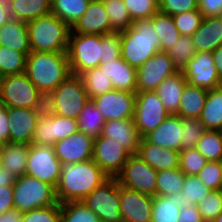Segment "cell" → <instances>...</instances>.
Wrapping results in <instances>:
<instances>
[{"label": "cell", "mask_w": 222, "mask_h": 222, "mask_svg": "<svg viewBox=\"0 0 222 222\" xmlns=\"http://www.w3.org/2000/svg\"><path fill=\"white\" fill-rule=\"evenodd\" d=\"M131 19H149L159 11V0H123Z\"/></svg>", "instance_id": "c3c4849f"}, {"label": "cell", "mask_w": 222, "mask_h": 222, "mask_svg": "<svg viewBox=\"0 0 222 222\" xmlns=\"http://www.w3.org/2000/svg\"><path fill=\"white\" fill-rule=\"evenodd\" d=\"M101 136L118 142L131 155L137 154L141 141L133 118L106 121Z\"/></svg>", "instance_id": "44dd1931"}, {"label": "cell", "mask_w": 222, "mask_h": 222, "mask_svg": "<svg viewBox=\"0 0 222 222\" xmlns=\"http://www.w3.org/2000/svg\"><path fill=\"white\" fill-rule=\"evenodd\" d=\"M212 222H222V212Z\"/></svg>", "instance_id": "a7ac6f4b"}, {"label": "cell", "mask_w": 222, "mask_h": 222, "mask_svg": "<svg viewBox=\"0 0 222 222\" xmlns=\"http://www.w3.org/2000/svg\"><path fill=\"white\" fill-rule=\"evenodd\" d=\"M200 122L206 130L222 129V88L210 89L207 92Z\"/></svg>", "instance_id": "4dcf8cb0"}, {"label": "cell", "mask_w": 222, "mask_h": 222, "mask_svg": "<svg viewBox=\"0 0 222 222\" xmlns=\"http://www.w3.org/2000/svg\"><path fill=\"white\" fill-rule=\"evenodd\" d=\"M119 198L124 222H152V196L119 185Z\"/></svg>", "instance_id": "ac0fdd59"}, {"label": "cell", "mask_w": 222, "mask_h": 222, "mask_svg": "<svg viewBox=\"0 0 222 222\" xmlns=\"http://www.w3.org/2000/svg\"><path fill=\"white\" fill-rule=\"evenodd\" d=\"M110 19L111 33L127 30L133 20L123 0H101Z\"/></svg>", "instance_id": "8d00e7d4"}, {"label": "cell", "mask_w": 222, "mask_h": 222, "mask_svg": "<svg viewBox=\"0 0 222 222\" xmlns=\"http://www.w3.org/2000/svg\"><path fill=\"white\" fill-rule=\"evenodd\" d=\"M14 208L13 186L0 187V214Z\"/></svg>", "instance_id": "6f0895ef"}, {"label": "cell", "mask_w": 222, "mask_h": 222, "mask_svg": "<svg viewBox=\"0 0 222 222\" xmlns=\"http://www.w3.org/2000/svg\"><path fill=\"white\" fill-rule=\"evenodd\" d=\"M119 33L121 57L136 69L161 51V42L151 18L134 20L127 30Z\"/></svg>", "instance_id": "3957f363"}, {"label": "cell", "mask_w": 222, "mask_h": 222, "mask_svg": "<svg viewBox=\"0 0 222 222\" xmlns=\"http://www.w3.org/2000/svg\"><path fill=\"white\" fill-rule=\"evenodd\" d=\"M182 134V117L169 115L156 129L148 133L144 138L154 145L180 151Z\"/></svg>", "instance_id": "7402d4cb"}, {"label": "cell", "mask_w": 222, "mask_h": 222, "mask_svg": "<svg viewBox=\"0 0 222 222\" xmlns=\"http://www.w3.org/2000/svg\"><path fill=\"white\" fill-rule=\"evenodd\" d=\"M0 46L30 52L27 22L11 18L0 27Z\"/></svg>", "instance_id": "83f0119b"}, {"label": "cell", "mask_w": 222, "mask_h": 222, "mask_svg": "<svg viewBox=\"0 0 222 222\" xmlns=\"http://www.w3.org/2000/svg\"><path fill=\"white\" fill-rule=\"evenodd\" d=\"M212 58L216 67L217 74L222 79V44L212 52Z\"/></svg>", "instance_id": "be15d7a7"}, {"label": "cell", "mask_w": 222, "mask_h": 222, "mask_svg": "<svg viewBox=\"0 0 222 222\" xmlns=\"http://www.w3.org/2000/svg\"><path fill=\"white\" fill-rule=\"evenodd\" d=\"M208 161L222 158V134L220 130H206L195 147Z\"/></svg>", "instance_id": "60d3db41"}, {"label": "cell", "mask_w": 222, "mask_h": 222, "mask_svg": "<svg viewBox=\"0 0 222 222\" xmlns=\"http://www.w3.org/2000/svg\"><path fill=\"white\" fill-rule=\"evenodd\" d=\"M196 52H213L222 44V16L203 17L191 36Z\"/></svg>", "instance_id": "d4e9b609"}, {"label": "cell", "mask_w": 222, "mask_h": 222, "mask_svg": "<svg viewBox=\"0 0 222 222\" xmlns=\"http://www.w3.org/2000/svg\"><path fill=\"white\" fill-rule=\"evenodd\" d=\"M102 52V35L70 32L67 50L70 70L73 75L98 67Z\"/></svg>", "instance_id": "ba28073f"}, {"label": "cell", "mask_w": 222, "mask_h": 222, "mask_svg": "<svg viewBox=\"0 0 222 222\" xmlns=\"http://www.w3.org/2000/svg\"><path fill=\"white\" fill-rule=\"evenodd\" d=\"M89 97L79 75L71 74L45 99V109L62 117L78 119Z\"/></svg>", "instance_id": "5b68a950"}, {"label": "cell", "mask_w": 222, "mask_h": 222, "mask_svg": "<svg viewBox=\"0 0 222 222\" xmlns=\"http://www.w3.org/2000/svg\"><path fill=\"white\" fill-rule=\"evenodd\" d=\"M53 130L57 141L69 138L79 131L76 119L62 117L53 113Z\"/></svg>", "instance_id": "db71d44e"}, {"label": "cell", "mask_w": 222, "mask_h": 222, "mask_svg": "<svg viewBox=\"0 0 222 222\" xmlns=\"http://www.w3.org/2000/svg\"><path fill=\"white\" fill-rule=\"evenodd\" d=\"M206 131L200 119L182 118V140L181 150L187 148H195L197 142Z\"/></svg>", "instance_id": "bcb514c9"}, {"label": "cell", "mask_w": 222, "mask_h": 222, "mask_svg": "<svg viewBox=\"0 0 222 222\" xmlns=\"http://www.w3.org/2000/svg\"><path fill=\"white\" fill-rule=\"evenodd\" d=\"M16 176L11 171L5 169L0 165V187L2 186H13L16 181Z\"/></svg>", "instance_id": "6125c7cd"}, {"label": "cell", "mask_w": 222, "mask_h": 222, "mask_svg": "<svg viewBox=\"0 0 222 222\" xmlns=\"http://www.w3.org/2000/svg\"><path fill=\"white\" fill-rule=\"evenodd\" d=\"M109 178L92 159L62 166L59 182L55 188L57 201L60 204L82 201Z\"/></svg>", "instance_id": "6da1fadb"}, {"label": "cell", "mask_w": 222, "mask_h": 222, "mask_svg": "<svg viewBox=\"0 0 222 222\" xmlns=\"http://www.w3.org/2000/svg\"><path fill=\"white\" fill-rule=\"evenodd\" d=\"M56 142L53 130V113L45 109L38 118L31 145L53 146Z\"/></svg>", "instance_id": "7bdbcfd3"}, {"label": "cell", "mask_w": 222, "mask_h": 222, "mask_svg": "<svg viewBox=\"0 0 222 222\" xmlns=\"http://www.w3.org/2000/svg\"><path fill=\"white\" fill-rule=\"evenodd\" d=\"M94 139L78 131L69 138L57 141L54 145L56 157L62 165L82 163L92 159Z\"/></svg>", "instance_id": "e0dca14e"}, {"label": "cell", "mask_w": 222, "mask_h": 222, "mask_svg": "<svg viewBox=\"0 0 222 222\" xmlns=\"http://www.w3.org/2000/svg\"><path fill=\"white\" fill-rule=\"evenodd\" d=\"M3 148H4V143L0 142V165L2 163Z\"/></svg>", "instance_id": "03108f58"}, {"label": "cell", "mask_w": 222, "mask_h": 222, "mask_svg": "<svg viewBox=\"0 0 222 222\" xmlns=\"http://www.w3.org/2000/svg\"><path fill=\"white\" fill-rule=\"evenodd\" d=\"M136 92L112 90L91 98L105 121L130 119L134 116Z\"/></svg>", "instance_id": "2e32d148"}, {"label": "cell", "mask_w": 222, "mask_h": 222, "mask_svg": "<svg viewBox=\"0 0 222 222\" xmlns=\"http://www.w3.org/2000/svg\"><path fill=\"white\" fill-rule=\"evenodd\" d=\"M11 19L9 6L0 4V27Z\"/></svg>", "instance_id": "e7e4bbea"}, {"label": "cell", "mask_w": 222, "mask_h": 222, "mask_svg": "<svg viewBox=\"0 0 222 222\" xmlns=\"http://www.w3.org/2000/svg\"><path fill=\"white\" fill-rule=\"evenodd\" d=\"M191 85L207 90L220 87L219 78L211 52H196L182 70Z\"/></svg>", "instance_id": "9a60e30c"}, {"label": "cell", "mask_w": 222, "mask_h": 222, "mask_svg": "<svg viewBox=\"0 0 222 222\" xmlns=\"http://www.w3.org/2000/svg\"><path fill=\"white\" fill-rule=\"evenodd\" d=\"M31 51L67 52L71 27L49 14L27 22Z\"/></svg>", "instance_id": "277c9868"}, {"label": "cell", "mask_w": 222, "mask_h": 222, "mask_svg": "<svg viewBox=\"0 0 222 222\" xmlns=\"http://www.w3.org/2000/svg\"><path fill=\"white\" fill-rule=\"evenodd\" d=\"M72 33L105 35L111 33L109 16L101 0H91L85 13L71 26Z\"/></svg>", "instance_id": "ffe728a7"}, {"label": "cell", "mask_w": 222, "mask_h": 222, "mask_svg": "<svg viewBox=\"0 0 222 222\" xmlns=\"http://www.w3.org/2000/svg\"><path fill=\"white\" fill-rule=\"evenodd\" d=\"M212 191L205 186L197 175H185L183 187L181 189V197H185L187 201L196 205L199 201Z\"/></svg>", "instance_id": "7dc6e473"}, {"label": "cell", "mask_w": 222, "mask_h": 222, "mask_svg": "<svg viewBox=\"0 0 222 222\" xmlns=\"http://www.w3.org/2000/svg\"><path fill=\"white\" fill-rule=\"evenodd\" d=\"M44 110L7 107L10 142L31 145L38 118Z\"/></svg>", "instance_id": "d6986e66"}, {"label": "cell", "mask_w": 222, "mask_h": 222, "mask_svg": "<svg viewBox=\"0 0 222 222\" xmlns=\"http://www.w3.org/2000/svg\"><path fill=\"white\" fill-rule=\"evenodd\" d=\"M22 222H61L60 203L24 212Z\"/></svg>", "instance_id": "f907efd6"}, {"label": "cell", "mask_w": 222, "mask_h": 222, "mask_svg": "<svg viewBox=\"0 0 222 222\" xmlns=\"http://www.w3.org/2000/svg\"><path fill=\"white\" fill-rule=\"evenodd\" d=\"M46 97L24 73L3 77L0 105L15 108L45 109Z\"/></svg>", "instance_id": "8992f818"}, {"label": "cell", "mask_w": 222, "mask_h": 222, "mask_svg": "<svg viewBox=\"0 0 222 222\" xmlns=\"http://www.w3.org/2000/svg\"><path fill=\"white\" fill-rule=\"evenodd\" d=\"M178 71L169 55L159 51L137 68L136 91H155L164 79Z\"/></svg>", "instance_id": "4fadbf2b"}, {"label": "cell", "mask_w": 222, "mask_h": 222, "mask_svg": "<svg viewBox=\"0 0 222 222\" xmlns=\"http://www.w3.org/2000/svg\"><path fill=\"white\" fill-rule=\"evenodd\" d=\"M174 66L182 71L190 59L196 54L191 36L181 35L177 42L166 52Z\"/></svg>", "instance_id": "b9f144b4"}, {"label": "cell", "mask_w": 222, "mask_h": 222, "mask_svg": "<svg viewBox=\"0 0 222 222\" xmlns=\"http://www.w3.org/2000/svg\"><path fill=\"white\" fill-rule=\"evenodd\" d=\"M61 222H101L100 218L82 201L60 204Z\"/></svg>", "instance_id": "f35d334b"}, {"label": "cell", "mask_w": 222, "mask_h": 222, "mask_svg": "<svg viewBox=\"0 0 222 222\" xmlns=\"http://www.w3.org/2000/svg\"><path fill=\"white\" fill-rule=\"evenodd\" d=\"M198 10L203 17L222 16V0H198Z\"/></svg>", "instance_id": "9f6ffc18"}, {"label": "cell", "mask_w": 222, "mask_h": 222, "mask_svg": "<svg viewBox=\"0 0 222 222\" xmlns=\"http://www.w3.org/2000/svg\"><path fill=\"white\" fill-rule=\"evenodd\" d=\"M157 173V170L136 154L128 158L122 171L115 178L119 185L154 197L157 190Z\"/></svg>", "instance_id": "8fae6325"}, {"label": "cell", "mask_w": 222, "mask_h": 222, "mask_svg": "<svg viewBox=\"0 0 222 222\" xmlns=\"http://www.w3.org/2000/svg\"><path fill=\"white\" fill-rule=\"evenodd\" d=\"M191 205L181 197V191L168 196L156 195L152 202V222H177L181 209Z\"/></svg>", "instance_id": "484cf974"}, {"label": "cell", "mask_w": 222, "mask_h": 222, "mask_svg": "<svg viewBox=\"0 0 222 222\" xmlns=\"http://www.w3.org/2000/svg\"><path fill=\"white\" fill-rule=\"evenodd\" d=\"M62 163L56 157L53 146L29 145L26 174L56 188Z\"/></svg>", "instance_id": "7c38bea8"}, {"label": "cell", "mask_w": 222, "mask_h": 222, "mask_svg": "<svg viewBox=\"0 0 222 222\" xmlns=\"http://www.w3.org/2000/svg\"><path fill=\"white\" fill-rule=\"evenodd\" d=\"M79 76L82 78L89 99L114 90L110 78L99 67L88 69Z\"/></svg>", "instance_id": "d590c367"}, {"label": "cell", "mask_w": 222, "mask_h": 222, "mask_svg": "<svg viewBox=\"0 0 222 222\" xmlns=\"http://www.w3.org/2000/svg\"><path fill=\"white\" fill-rule=\"evenodd\" d=\"M11 3V0H0V4L5 5V6H9Z\"/></svg>", "instance_id": "003e7915"}, {"label": "cell", "mask_w": 222, "mask_h": 222, "mask_svg": "<svg viewBox=\"0 0 222 222\" xmlns=\"http://www.w3.org/2000/svg\"><path fill=\"white\" fill-rule=\"evenodd\" d=\"M151 20L161 42V51L167 52L181 36L175 26L173 16L158 11L151 17Z\"/></svg>", "instance_id": "d6a6232c"}, {"label": "cell", "mask_w": 222, "mask_h": 222, "mask_svg": "<svg viewBox=\"0 0 222 222\" xmlns=\"http://www.w3.org/2000/svg\"><path fill=\"white\" fill-rule=\"evenodd\" d=\"M207 162L208 160L196 148L179 151V169L185 175H197Z\"/></svg>", "instance_id": "ee69618b"}, {"label": "cell", "mask_w": 222, "mask_h": 222, "mask_svg": "<svg viewBox=\"0 0 222 222\" xmlns=\"http://www.w3.org/2000/svg\"><path fill=\"white\" fill-rule=\"evenodd\" d=\"M23 212L12 208L3 214H0V222H22Z\"/></svg>", "instance_id": "94428289"}, {"label": "cell", "mask_w": 222, "mask_h": 222, "mask_svg": "<svg viewBox=\"0 0 222 222\" xmlns=\"http://www.w3.org/2000/svg\"><path fill=\"white\" fill-rule=\"evenodd\" d=\"M98 67L110 78L115 90L136 92L137 69L122 57L107 63H100Z\"/></svg>", "instance_id": "cb8c5ba5"}, {"label": "cell", "mask_w": 222, "mask_h": 222, "mask_svg": "<svg viewBox=\"0 0 222 222\" xmlns=\"http://www.w3.org/2000/svg\"><path fill=\"white\" fill-rule=\"evenodd\" d=\"M177 222H204L197 205L181 209Z\"/></svg>", "instance_id": "680465c9"}, {"label": "cell", "mask_w": 222, "mask_h": 222, "mask_svg": "<svg viewBox=\"0 0 222 222\" xmlns=\"http://www.w3.org/2000/svg\"><path fill=\"white\" fill-rule=\"evenodd\" d=\"M219 165H220V168H221V176H222V158L219 160Z\"/></svg>", "instance_id": "2644e50d"}, {"label": "cell", "mask_w": 222, "mask_h": 222, "mask_svg": "<svg viewBox=\"0 0 222 222\" xmlns=\"http://www.w3.org/2000/svg\"><path fill=\"white\" fill-rule=\"evenodd\" d=\"M196 205L204 222H212L222 212V189L212 190Z\"/></svg>", "instance_id": "f6af8a7d"}, {"label": "cell", "mask_w": 222, "mask_h": 222, "mask_svg": "<svg viewBox=\"0 0 222 222\" xmlns=\"http://www.w3.org/2000/svg\"><path fill=\"white\" fill-rule=\"evenodd\" d=\"M25 74L47 97L72 74L67 52L30 51L26 59Z\"/></svg>", "instance_id": "7a4b0ae2"}, {"label": "cell", "mask_w": 222, "mask_h": 222, "mask_svg": "<svg viewBox=\"0 0 222 222\" xmlns=\"http://www.w3.org/2000/svg\"><path fill=\"white\" fill-rule=\"evenodd\" d=\"M10 16L21 21H31L51 14V0H11Z\"/></svg>", "instance_id": "f546056e"}, {"label": "cell", "mask_w": 222, "mask_h": 222, "mask_svg": "<svg viewBox=\"0 0 222 222\" xmlns=\"http://www.w3.org/2000/svg\"><path fill=\"white\" fill-rule=\"evenodd\" d=\"M82 202L92 210L101 222H122L120 212L119 184L109 178L88 194Z\"/></svg>", "instance_id": "9c48e42d"}, {"label": "cell", "mask_w": 222, "mask_h": 222, "mask_svg": "<svg viewBox=\"0 0 222 222\" xmlns=\"http://www.w3.org/2000/svg\"><path fill=\"white\" fill-rule=\"evenodd\" d=\"M29 145L24 143H5L1 165L16 177L26 174Z\"/></svg>", "instance_id": "1f68e13d"}, {"label": "cell", "mask_w": 222, "mask_h": 222, "mask_svg": "<svg viewBox=\"0 0 222 222\" xmlns=\"http://www.w3.org/2000/svg\"><path fill=\"white\" fill-rule=\"evenodd\" d=\"M91 0H51V14L70 27L87 10Z\"/></svg>", "instance_id": "e575fe53"}, {"label": "cell", "mask_w": 222, "mask_h": 222, "mask_svg": "<svg viewBox=\"0 0 222 222\" xmlns=\"http://www.w3.org/2000/svg\"><path fill=\"white\" fill-rule=\"evenodd\" d=\"M197 176L199 180L210 189H222V176L219 161H208Z\"/></svg>", "instance_id": "816d5d0a"}, {"label": "cell", "mask_w": 222, "mask_h": 222, "mask_svg": "<svg viewBox=\"0 0 222 222\" xmlns=\"http://www.w3.org/2000/svg\"><path fill=\"white\" fill-rule=\"evenodd\" d=\"M203 16L198 9L173 16L175 26L181 35L192 36L199 28Z\"/></svg>", "instance_id": "681fc988"}, {"label": "cell", "mask_w": 222, "mask_h": 222, "mask_svg": "<svg viewBox=\"0 0 222 222\" xmlns=\"http://www.w3.org/2000/svg\"><path fill=\"white\" fill-rule=\"evenodd\" d=\"M120 33L113 32L102 35V52L100 63H107L121 57Z\"/></svg>", "instance_id": "f5cc1de1"}, {"label": "cell", "mask_w": 222, "mask_h": 222, "mask_svg": "<svg viewBox=\"0 0 222 222\" xmlns=\"http://www.w3.org/2000/svg\"><path fill=\"white\" fill-rule=\"evenodd\" d=\"M184 179L185 174L179 168L158 171L156 195L168 196L180 192Z\"/></svg>", "instance_id": "ab89813d"}, {"label": "cell", "mask_w": 222, "mask_h": 222, "mask_svg": "<svg viewBox=\"0 0 222 222\" xmlns=\"http://www.w3.org/2000/svg\"><path fill=\"white\" fill-rule=\"evenodd\" d=\"M131 154L118 142L98 136L94 139L92 160L110 178H115Z\"/></svg>", "instance_id": "5bb4252c"}, {"label": "cell", "mask_w": 222, "mask_h": 222, "mask_svg": "<svg viewBox=\"0 0 222 222\" xmlns=\"http://www.w3.org/2000/svg\"><path fill=\"white\" fill-rule=\"evenodd\" d=\"M137 155L157 171L179 168V151L154 145L145 138H141Z\"/></svg>", "instance_id": "603a6c76"}, {"label": "cell", "mask_w": 222, "mask_h": 222, "mask_svg": "<svg viewBox=\"0 0 222 222\" xmlns=\"http://www.w3.org/2000/svg\"><path fill=\"white\" fill-rule=\"evenodd\" d=\"M198 9V0H159V11L174 16Z\"/></svg>", "instance_id": "11a10c76"}, {"label": "cell", "mask_w": 222, "mask_h": 222, "mask_svg": "<svg viewBox=\"0 0 222 222\" xmlns=\"http://www.w3.org/2000/svg\"><path fill=\"white\" fill-rule=\"evenodd\" d=\"M77 122L79 131L95 139L101 135L106 121L101 111L89 99L79 114Z\"/></svg>", "instance_id": "836d02e7"}, {"label": "cell", "mask_w": 222, "mask_h": 222, "mask_svg": "<svg viewBox=\"0 0 222 222\" xmlns=\"http://www.w3.org/2000/svg\"><path fill=\"white\" fill-rule=\"evenodd\" d=\"M207 89L186 83L180 99L177 116L199 119L205 105Z\"/></svg>", "instance_id": "f1b7e54d"}, {"label": "cell", "mask_w": 222, "mask_h": 222, "mask_svg": "<svg viewBox=\"0 0 222 222\" xmlns=\"http://www.w3.org/2000/svg\"><path fill=\"white\" fill-rule=\"evenodd\" d=\"M169 115L155 91H136L133 120L141 138L156 129Z\"/></svg>", "instance_id": "30bf717a"}, {"label": "cell", "mask_w": 222, "mask_h": 222, "mask_svg": "<svg viewBox=\"0 0 222 222\" xmlns=\"http://www.w3.org/2000/svg\"><path fill=\"white\" fill-rule=\"evenodd\" d=\"M14 208L27 212L57 204L55 188L27 174L17 177L13 184Z\"/></svg>", "instance_id": "52a82bcc"}, {"label": "cell", "mask_w": 222, "mask_h": 222, "mask_svg": "<svg viewBox=\"0 0 222 222\" xmlns=\"http://www.w3.org/2000/svg\"><path fill=\"white\" fill-rule=\"evenodd\" d=\"M3 77L4 76L0 73V95H1V88H2Z\"/></svg>", "instance_id": "89a4df30"}, {"label": "cell", "mask_w": 222, "mask_h": 222, "mask_svg": "<svg viewBox=\"0 0 222 222\" xmlns=\"http://www.w3.org/2000/svg\"><path fill=\"white\" fill-rule=\"evenodd\" d=\"M30 52H19L6 46H0V73L3 76L24 73L26 59Z\"/></svg>", "instance_id": "74e56055"}, {"label": "cell", "mask_w": 222, "mask_h": 222, "mask_svg": "<svg viewBox=\"0 0 222 222\" xmlns=\"http://www.w3.org/2000/svg\"><path fill=\"white\" fill-rule=\"evenodd\" d=\"M10 128L9 121L7 118V107L0 105V142H10Z\"/></svg>", "instance_id": "91938a15"}, {"label": "cell", "mask_w": 222, "mask_h": 222, "mask_svg": "<svg viewBox=\"0 0 222 222\" xmlns=\"http://www.w3.org/2000/svg\"><path fill=\"white\" fill-rule=\"evenodd\" d=\"M186 83L185 75L182 71H178L164 79L155 90L170 115L178 114L180 99Z\"/></svg>", "instance_id": "4316f807"}]
</instances>
